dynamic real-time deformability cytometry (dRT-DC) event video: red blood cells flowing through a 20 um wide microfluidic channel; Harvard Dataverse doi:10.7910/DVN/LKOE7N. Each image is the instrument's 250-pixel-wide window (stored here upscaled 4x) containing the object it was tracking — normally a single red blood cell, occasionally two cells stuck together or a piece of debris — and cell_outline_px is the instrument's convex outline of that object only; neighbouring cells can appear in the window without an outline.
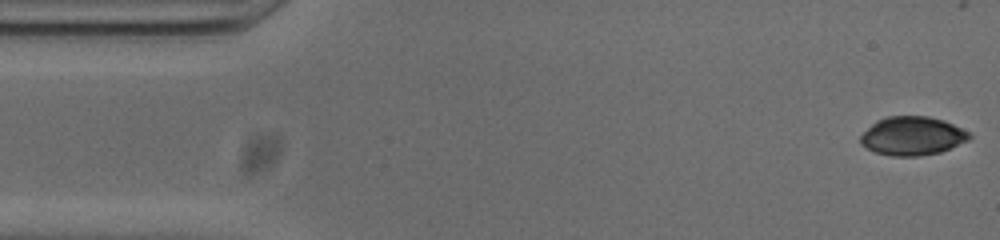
{"species": "common noctule bat (a hibernating species)", "species_latin": "Nyctalus noctula", "temperature_condition": "cold", "stored_images_in_passage": 38, "camera_frame_rate_fps": 3000, "um_per_image_px": 0.085, "animal": {"sex": "male", "body_mass_g": 20.0, "forearm_length_mm": 53.3}, "frame": {"image": 1, "passage_image": 1, "time_ms": 0.0, "image_size_px": [1000, 240], "cell_outline_px": [[972, 136], [968, 140], [940, 152], [920, 156], [892, 156], [876, 152], [860, 144], [860, 136], [876, 120], [888, 116], [928, 116], [944, 120], [968, 132]], "centroid_in_image_um": [77.53, 11.55], "position_along_channel_um": 7.5, "area_um2": 24.33}}
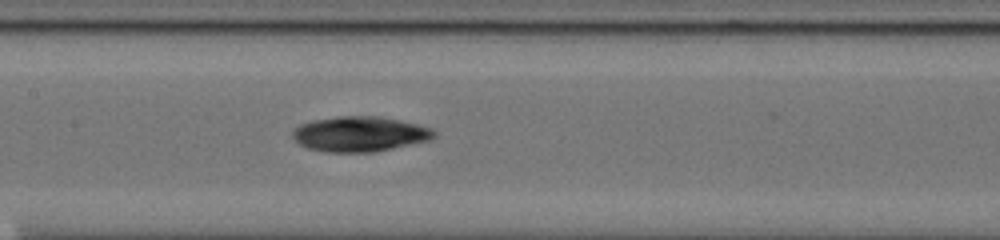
{"frame": {"image": 2, "passage_image": 23, "time_ms": 7.333, "image_size_px": [1000, 240], "cell_outline_px": [[436, 136], [428, 140], [392, 148], [372, 152], [324, 152], [308, 148], [300, 144], [292, 136], [292, 128], [300, 124], [312, 120], [340, 116], [380, 116], [400, 120], [432, 128], [436, 132]], "centroid_in_image_um": [30.55, 11.38], "position_along_channel_um": 176.9, "area_um2": 28.96}}
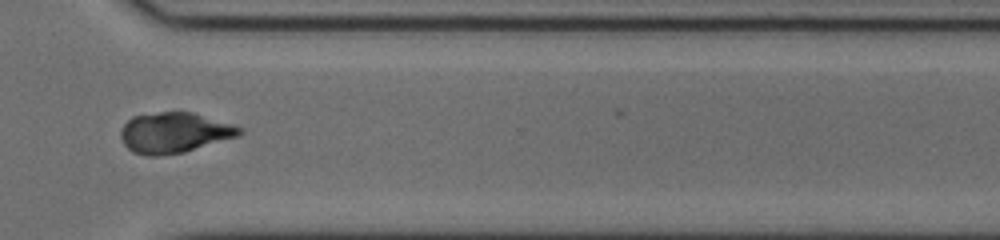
{"frame": {"image": 3, "passage_image": 37, "time_ms": 12.0, "image_size_px": [1000, 240], "cell_outline_px": [[244, 132], [240, 136], [184, 152], [156, 156], [148, 156], [132, 152], [124, 144], [120, 136], [120, 128], [132, 116], [160, 112], [192, 112], [232, 124], [244, 128]], "centroid_in_image_um": [14.83, 11.28], "position_along_channel_um": 355.8, "area_um2": 28.15}}